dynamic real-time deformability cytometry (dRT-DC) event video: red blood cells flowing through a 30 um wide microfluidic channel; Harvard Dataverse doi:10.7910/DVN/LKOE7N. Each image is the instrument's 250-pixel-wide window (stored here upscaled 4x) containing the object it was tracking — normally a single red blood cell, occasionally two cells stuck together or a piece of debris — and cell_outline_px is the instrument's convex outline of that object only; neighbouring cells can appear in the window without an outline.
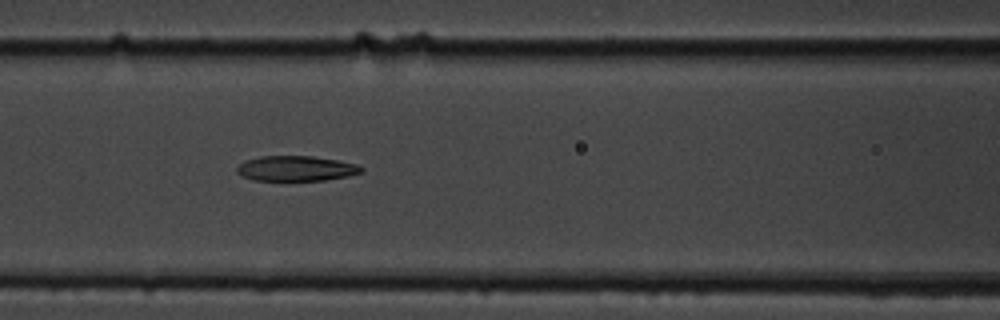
{"species": "common noctule bat (a hibernating species)", "species_latin": "Nyctalus noctula", "temperature_condition": "cold", "stored_images_in_passage": 6, "camera_frame_rate_fps": 3000, "um_per_image_px": 0.085, "animal": {"sex": "male", "body_mass_g": 19.5, "forearm_length_mm": 54.6}, "frame": {"image": 1, "passage_image": 5, "time_ms": 4.667, "image_size_px": [1000, 320], "cell_outline_px": [[364, 172], [348, 176], [324, 180], [256, 180], [244, 176], [236, 172], [236, 168], [244, 160], [260, 156], [312, 156], [336, 160], [356, 164], [364, 168]], "centroid_in_image_um": [25.18, 14.31], "position_along_channel_um": 141.4, "area_um2": 18.15}}
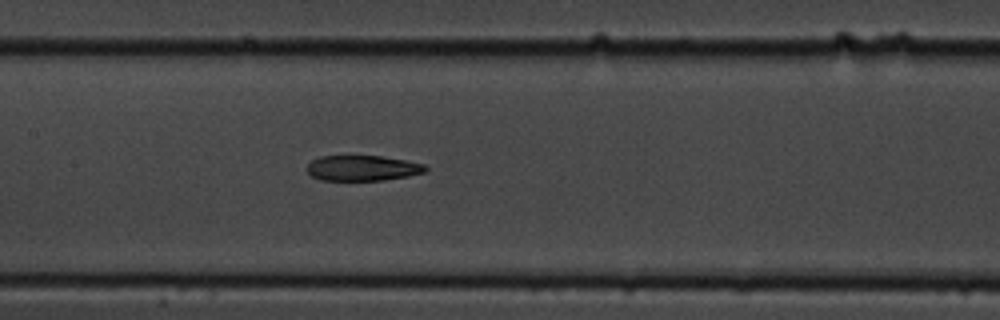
{"frame": {"image": 2, "passage_image": 6, "time_ms": 5.667, "image_size_px": [1000, 320], "cell_outline_px": [[428, 168], [424, 172], [408, 176], [384, 180], [320, 180], [312, 176], [308, 172], [308, 164], [312, 160], [320, 156], [380, 156], [404, 160], [424, 164]], "centroid_in_image_um": [30.81, 14.29], "position_along_channel_um": 176.6, "area_um2": 17.4}}